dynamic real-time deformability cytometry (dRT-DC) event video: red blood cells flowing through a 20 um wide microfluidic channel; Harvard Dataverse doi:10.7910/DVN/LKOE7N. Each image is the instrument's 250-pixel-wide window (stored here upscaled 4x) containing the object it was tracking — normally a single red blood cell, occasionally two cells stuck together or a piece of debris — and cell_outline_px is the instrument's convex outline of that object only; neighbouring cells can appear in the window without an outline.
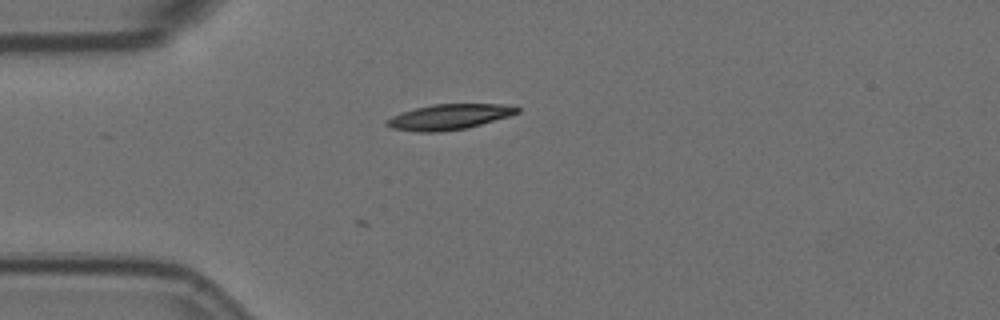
{"species": "Egyptian fruit bat (a non-hibernating species)", "species_latin": "Rousettus aegyptiacus", "temperature_condition": "room temperature", "stored_images_in_passage": 4, "camera_frame_rate_fps": 3000, "um_per_image_px": 0.085, "animal": {"sex": "female"}, "frame": {"image": 1, "passage_image": 4, "time_ms": 1.0, "image_size_px": [1000, 320], "cell_outline_px": [[520, 112], [508, 116], [468, 128], [440, 132], [420, 132], [392, 128], [384, 124], [384, 120], [392, 116], [416, 108], [432, 104], [504, 104], [520, 108]], "centroid_in_image_um": [38.16, 9.94], "position_along_channel_um": 46.8, "area_um2": 19.25}}